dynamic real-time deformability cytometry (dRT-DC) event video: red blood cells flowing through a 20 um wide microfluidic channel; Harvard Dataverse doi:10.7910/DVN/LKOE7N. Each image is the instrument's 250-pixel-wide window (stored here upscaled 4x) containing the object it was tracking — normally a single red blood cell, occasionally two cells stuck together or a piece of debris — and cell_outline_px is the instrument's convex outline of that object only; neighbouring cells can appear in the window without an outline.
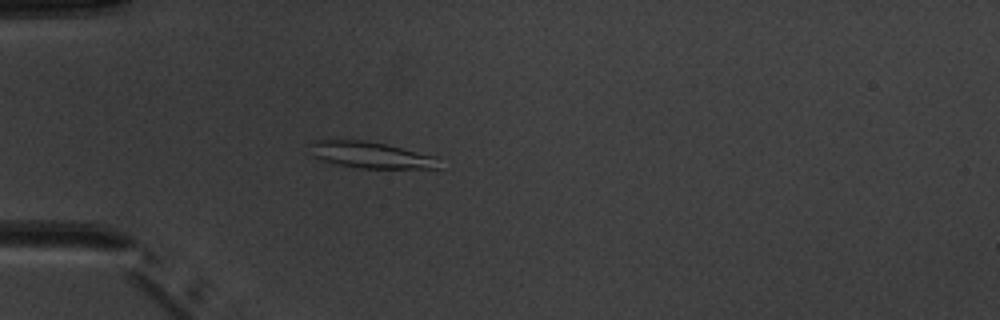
{"species": "common noctule bat (a hibernating species)", "species_latin": "Nyctalus noctula", "temperature_condition": "warm", "stored_images_in_passage": 3, "camera_frame_rate_fps": 3000, "um_per_image_px": 0.085, "animal": {"sex": "male", "body_mass_g": 20.1, "forearm_length_mm": 53.5}, "frame": {"image": 1, "passage_image": 3, "time_ms": 3.333, "image_size_px": [1000, 320], "cell_outline_px": [[440, 168], [360, 168], [336, 164], [320, 160], [312, 156], [308, 144], [312, 140], [364, 140], [384, 144], [436, 156]], "centroid_in_image_um": [31.43, 13.17], "position_along_channel_um": 53.6, "area_um2": 19.83}}